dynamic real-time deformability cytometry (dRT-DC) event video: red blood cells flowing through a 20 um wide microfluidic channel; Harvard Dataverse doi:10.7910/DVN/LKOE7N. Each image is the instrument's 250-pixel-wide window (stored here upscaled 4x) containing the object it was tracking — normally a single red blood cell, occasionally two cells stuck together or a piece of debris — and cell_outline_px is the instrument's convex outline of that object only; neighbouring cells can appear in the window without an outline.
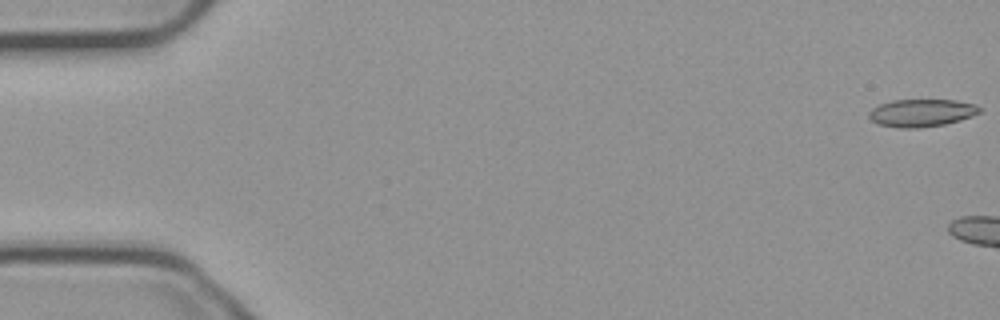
{"species": "common noctule bat (a hibernating species)", "species_latin": "Nyctalus noctula", "temperature_condition": "cold", "stored_images_in_passage": 4, "camera_frame_rate_fps": 3000, "um_per_image_px": 0.085, "animal": {"sex": "male", "body_mass_g": 23.1, "forearm_length_mm": 52.7}, "frame": {"image": 1, "passage_image": 1, "time_ms": 0.0, "image_size_px": [1000, 320], "cell_outline_px": [[980, 112], [972, 116], [960, 120], [944, 124], [920, 128], [900, 128], [880, 124], [872, 120], [868, 116], [868, 112], [872, 108], [880, 104], [892, 100], [956, 100], [976, 104], [980, 108]], "centroid_in_image_um": [78.33, 9.59], "position_along_channel_um": 6.7, "area_um2": 17.74}}